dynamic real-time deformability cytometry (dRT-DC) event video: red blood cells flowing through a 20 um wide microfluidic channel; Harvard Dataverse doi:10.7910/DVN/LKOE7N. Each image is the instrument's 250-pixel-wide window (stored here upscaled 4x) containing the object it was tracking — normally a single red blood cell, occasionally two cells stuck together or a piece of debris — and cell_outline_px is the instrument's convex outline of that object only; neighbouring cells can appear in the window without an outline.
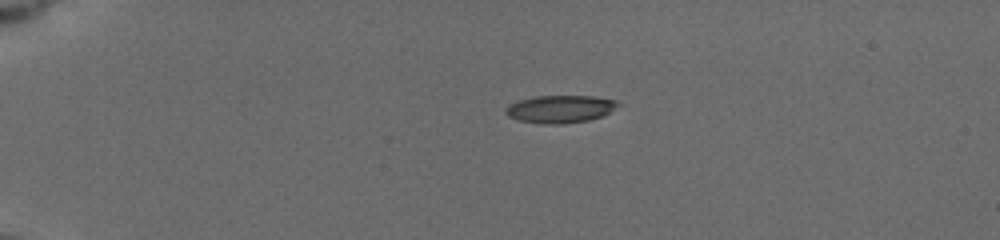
{"species": "common noctule bat (a hibernating species)", "species_latin": "Nyctalus noctula", "temperature_condition": "cold", "stored_images_in_passage": 12, "camera_frame_rate_fps": 3000, "um_per_image_px": 0.085, "animal": {"sex": "female", "body_mass_g": 19.5, "forearm_length_mm": 54.1}, "frame": {"image": 1, "passage_image": 1, "time_ms": 0.0, "image_size_px": [1000, 240], "cell_outline_px": [[620, 104], [608, 112], [600, 116], [588, 120], [564, 124], [540, 124], [520, 120], [508, 116], [504, 112], [504, 108], [508, 104], [520, 100], [536, 96], [592, 96], [616, 100]], "centroid_in_image_um": [47.56, 9.27], "position_along_channel_um": 37.4, "area_um2": 17.98}}
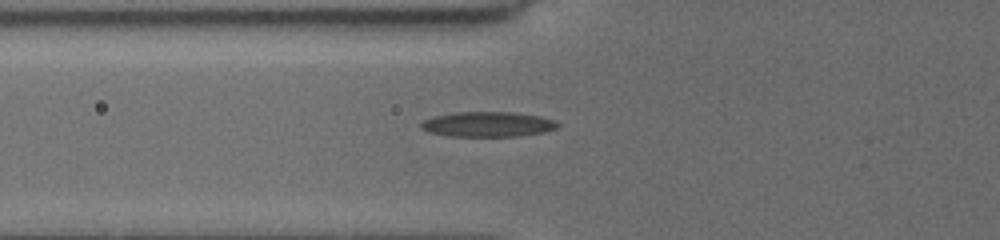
{"frame": {"image": 2, "passage_image": 9, "time_ms": 3.0, "image_size_px": [1000, 240], "cell_outline_px": [[560, 124], [556, 128], [544, 132], [520, 136], [448, 136], [428, 132], [420, 128], [420, 124], [424, 120], [432, 116], [456, 112], [512, 112], [540, 116], [556, 120]], "centroid_in_image_um": [41.45, 10.56], "position_along_channel_um": 84.3, "area_um2": 20.11}}
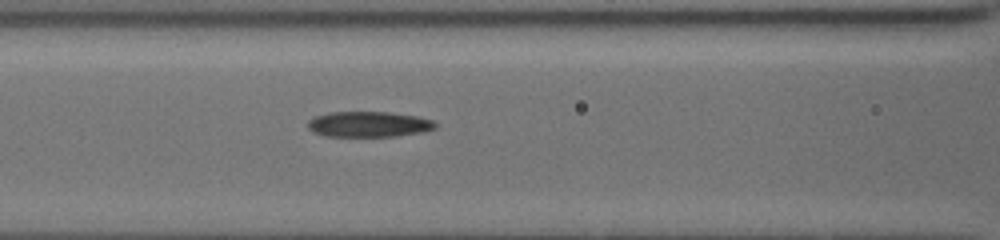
{"frame": {"image": 3, "passage_image": 12, "time_ms": 4.333, "image_size_px": [1000, 240], "cell_outline_px": [[436, 128], [424, 132], [396, 136], [324, 136], [312, 132], [308, 128], [308, 120], [316, 116], [328, 112], [388, 112], [416, 116], [432, 120], [436, 124]], "centroid_in_image_um": [31.33, 10.56], "position_along_channel_um": 135.3, "area_um2": 19.02}}